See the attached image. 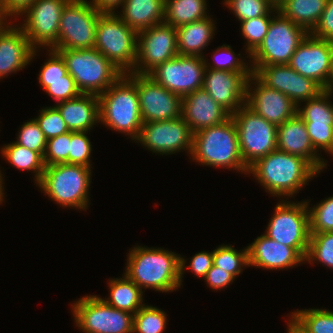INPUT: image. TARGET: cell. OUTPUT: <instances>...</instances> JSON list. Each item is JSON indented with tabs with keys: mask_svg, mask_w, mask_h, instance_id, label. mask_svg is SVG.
<instances>
[{
	"mask_svg": "<svg viewBox=\"0 0 333 333\" xmlns=\"http://www.w3.org/2000/svg\"><path fill=\"white\" fill-rule=\"evenodd\" d=\"M127 257L124 274L142 291L151 288L167 293L181 287L185 257L164 248L139 245L133 247Z\"/></svg>",
	"mask_w": 333,
	"mask_h": 333,
	"instance_id": "6da1fadb",
	"label": "cell"
},
{
	"mask_svg": "<svg viewBox=\"0 0 333 333\" xmlns=\"http://www.w3.org/2000/svg\"><path fill=\"white\" fill-rule=\"evenodd\" d=\"M248 174L270 195L288 199L319 172L306 159L276 149L251 165Z\"/></svg>",
	"mask_w": 333,
	"mask_h": 333,
	"instance_id": "7a4b0ae2",
	"label": "cell"
},
{
	"mask_svg": "<svg viewBox=\"0 0 333 333\" xmlns=\"http://www.w3.org/2000/svg\"><path fill=\"white\" fill-rule=\"evenodd\" d=\"M190 159L203 166L235 170L247 175L238 140V131L232 116L223 123L206 127L194 133Z\"/></svg>",
	"mask_w": 333,
	"mask_h": 333,
	"instance_id": "3957f363",
	"label": "cell"
},
{
	"mask_svg": "<svg viewBox=\"0 0 333 333\" xmlns=\"http://www.w3.org/2000/svg\"><path fill=\"white\" fill-rule=\"evenodd\" d=\"M98 100L99 123L130 136L135 142L143 124L136 84L123 74Z\"/></svg>",
	"mask_w": 333,
	"mask_h": 333,
	"instance_id": "277c9868",
	"label": "cell"
},
{
	"mask_svg": "<svg viewBox=\"0 0 333 333\" xmlns=\"http://www.w3.org/2000/svg\"><path fill=\"white\" fill-rule=\"evenodd\" d=\"M52 50L62 56L81 93L99 96L124 74L95 47Z\"/></svg>",
	"mask_w": 333,
	"mask_h": 333,
	"instance_id": "5b68a950",
	"label": "cell"
},
{
	"mask_svg": "<svg viewBox=\"0 0 333 333\" xmlns=\"http://www.w3.org/2000/svg\"><path fill=\"white\" fill-rule=\"evenodd\" d=\"M91 171L90 167L69 163L46 166L36 185L57 205L86 211Z\"/></svg>",
	"mask_w": 333,
	"mask_h": 333,
	"instance_id": "8992f818",
	"label": "cell"
},
{
	"mask_svg": "<svg viewBox=\"0 0 333 333\" xmlns=\"http://www.w3.org/2000/svg\"><path fill=\"white\" fill-rule=\"evenodd\" d=\"M138 32L118 13H101L96 28L95 48L124 74L134 70L137 60Z\"/></svg>",
	"mask_w": 333,
	"mask_h": 333,
	"instance_id": "52a82bcc",
	"label": "cell"
},
{
	"mask_svg": "<svg viewBox=\"0 0 333 333\" xmlns=\"http://www.w3.org/2000/svg\"><path fill=\"white\" fill-rule=\"evenodd\" d=\"M277 203L265 235L270 239L294 248L306 258L310 240L309 200ZM287 201V202H286Z\"/></svg>",
	"mask_w": 333,
	"mask_h": 333,
	"instance_id": "ba28073f",
	"label": "cell"
},
{
	"mask_svg": "<svg viewBox=\"0 0 333 333\" xmlns=\"http://www.w3.org/2000/svg\"><path fill=\"white\" fill-rule=\"evenodd\" d=\"M72 306L74 322L84 333H132L134 315L108 305L97 295H86Z\"/></svg>",
	"mask_w": 333,
	"mask_h": 333,
	"instance_id": "9c48e42d",
	"label": "cell"
},
{
	"mask_svg": "<svg viewBox=\"0 0 333 333\" xmlns=\"http://www.w3.org/2000/svg\"><path fill=\"white\" fill-rule=\"evenodd\" d=\"M231 116L237 127L242 159L248 168L277 149V125L268 122L246 105Z\"/></svg>",
	"mask_w": 333,
	"mask_h": 333,
	"instance_id": "30bf717a",
	"label": "cell"
},
{
	"mask_svg": "<svg viewBox=\"0 0 333 333\" xmlns=\"http://www.w3.org/2000/svg\"><path fill=\"white\" fill-rule=\"evenodd\" d=\"M307 34L302 27L278 11L270 21L263 42L250 55L251 65L288 64Z\"/></svg>",
	"mask_w": 333,
	"mask_h": 333,
	"instance_id": "8fae6325",
	"label": "cell"
},
{
	"mask_svg": "<svg viewBox=\"0 0 333 333\" xmlns=\"http://www.w3.org/2000/svg\"><path fill=\"white\" fill-rule=\"evenodd\" d=\"M100 14L87 0H70L61 14L58 41L51 49L93 48Z\"/></svg>",
	"mask_w": 333,
	"mask_h": 333,
	"instance_id": "7c38bea8",
	"label": "cell"
},
{
	"mask_svg": "<svg viewBox=\"0 0 333 333\" xmlns=\"http://www.w3.org/2000/svg\"><path fill=\"white\" fill-rule=\"evenodd\" d=\"M178 55L176 28L165 22L138 32L137 60L131 73L148 75Z\"/></svg>",
	"mask_w": 333,
	"mask_h": 333,
	"instance_id": "4fadbf2b",
	"label": "cell"
},
{
	"mask_svg": "<svg viewBox=\"0 0 333 333\" xmlns=\"http://www.w3.org/2000/svg\"><path fill=\"white\" fill-rule=\"evenodd\" d=\"M204 57L177 55L159 64L148 76L167 90L184 97L203 88Z\"/></svg>",
	"mask_w": 333,
	"mask_h": 333,
	"instance_id": "5bb4252c",
	"label": "cell"
},
{
	"mask_svg": "<svg viewBox=\"0 0 333 333\" xmlns=\"http://www.w3.org/2000/svg\"><path fill=\"white\" fill-rule=\"evenodd\" d=\"M193 135L182 117L143 123L135 140L156 154L171 155L183 151L192 153Z\"/></svg>",
	"mask_w": 333,
	"mask_h": 333,
	"instance_id": "9a60e30c",
	"label": "cell"
},
{
	"mask_svg": "<svg viewBox=\"0 0 333 333\" xmlns=\"http://www.w3.org/2000/svg\"><path fill=\"white\" fill-rule=\"evenodd\" d=\"M69 1L36 0L20 15L25 19L19 27L35 49L44 46L51 49L57 43L61 14Z\"/></svg>",
	"mask_w": 333,
	"mask_h": 333,
	"instance_id": "2e32d148",
	"label": "cell"
},
{
	"mask_svg": "<svg viewBox=\"0 0 333 333\" xmlns=\"http://www.w3.org/2000/svg\"><path fill=\"white\" fill-rule=\"evenodd\" d=\"M136 84L143 123L181 117L182 97L156 83L148 75L126 73Z\"/></svg>",
	"mask_w": 333,
	"mask_h": 333,
	"instance_id": "e0dca14e",
	"label": "cell"
},
{
	"mask_svg": "<svg viewBox=\"0 0 333 333\" xmlns=\"http://www.w3.org/2000/svg\"><path fill=\"white\" fill-rule=\"evenodd\" d=\"M253 74L267 87L288 96L297 106L318 96L324 89L288 64L251 65Z\"/></svg>",
	"mask_w": 333,
	"mask_h": 333,
	"instance_id": "ac0fdd59",
	"label": "cell"
},
{
	"mask_svg": "<svg viewBox=\"0 0 333 333\" xmlns=\"http://www.w3.org/2000/svg\"><path fill=\"white\" fill-rule=\"evenodd\" d=\"M333 41L313 37L301 41L288 65L304 77L317 82L324 90L331 70Z\"/></svg>",
	"mask_w": 333,
	"mask_h": 333,
	"instance_id": "d6986e66",
	"label": "cell"
},
{
	"mask_svg": "<svg viewBox=\"0 0 333 333\" xmlns=\"http://www.w3.org/2000/svg\"><path fill=\"white\" fill-rule=\"evenodd\" d=\"M245 105L277 126L297 114V105L288 96L267 87L254 74L247 81Z\"/></svg>",
	"mask_w": 333,
	"mask_h": 333,
	"instance_id": "ffe728a7",
	"label": "cell"
},
{
	"mask_svg": "<svg viewBox=\"0 0 333 333\" xmlns=\"http://www.w3.org/2000/svg\"><path fill=\"white\" fill-rule=\"evenodd\" d=\"M253 72H233L206 68L203 88L231 115L245 105L247 81Z\"/></svg>",
	"mask_w": 333,
	"mask_h": 333,
	"instance_id": "44dd1931",
	"label": "cell"
},
{
	"mask_svg": "<svg viewBox=\"0 0 333 333\" xmlns=\"http://www.w3.org/2000/svg\"><path fill=\"white\" fill-rule=\"evenodd\" d=\"M8 24H0V79L25 68L38 51L17 24Z\"/></svg>",
	"mask_w": 333,
	"mask_h": 333,
	"instance_id": "7402d4cb",
	"label": "cell"
},
{
	"mask_svg": "<svg viewBox=\"0 0 333 333\" xmlns=\"http://www.w3.org/2000/svg\"><path fill=\"white\" fill-rule=\"evenodd\" d=\"M181 117L195 133L206 127L223 123L231 117V114L204 88H200L182 97Z\"/></svg>",
	"mask_w": 333,
	"mask_h": 333,
	"instance_id": "603a6c76",
	"label": "cell"
},
{
	"mask_svg": "<svg viewBox=\"0 0 333 333\" xmlns=\"http://www.w3.org/2000/svg\"><path fill=\"white\" fill-rule=\"evenodd\" d=\"M277 149L306 159L319 173L327 166L315 151L305 122L298 114L277 126Z\"/></svg>",
	"mask_w": 333,
	"mask_h": 333,
	"instance_id": "cb8c5ba5",
	"label": "cell"
},
{
	"mask_svg": "<svg viewBox=\"0 0 333 333\" xmlns=\"http://www.w3.org/2000/svg\"><path fill=\"white\" fill-rule=\"evenodd\" d=\"M248 257L249 267L268 270L288 269L306 263L294 248L270 239L264 233L249 244Z\"/></svg>",
	"mask_w": 333,
	"mask_h": 333,
	"instance_id": "d4e9b609",
	"label": "cell"
},
{
	"mask_svg": "<svg viewBox=\"0 0 333 333\" xmlns=\"http://www.w3.org/2000/svg\"><path fill=\"white\" fill-rule=\"evenodd\" d=\"M71 132H88L99 123V100L95 94L79 96L54 105Z\"/></svg>",
	"mask_w": 333,
	"mask_h": 333,
	"instance_id": "484cf974",
	"label": "cell"
},
{
	"mask_svg": "<svg viewBox=\"0 0 333 333\" xmlns=\"http://www.w3.org/2000/svg\"><path fill=\"white\" fill-rule=\"evenodd\" d=\"M215 21L211 17L181 25L176 28L178 54L205 57L202 50L215 36Z\"/></svg>",
	"mask_w": 333,
	"mask_h": 333,
	"instance_id": "4316f807",
	"label": "cell"
},
{
	"mask_svg": "<svg viewBox=\"0 0 333 333\" xmlns=\"http://www.w3.org/2000/svg\"><path fill=\"white\" fill-rule=\"evenodd\" d=\"M165 0H125L118 16L137 32L164 22Z\"/></svg>",
	"mask_w": 333,
	"mask_h": 333,
	"instance_id": "83f0119b",
	"label": "cell"
},
{
	"mask_svg": "<svg viewBox=\"0 0 333 333\" xmlns=\"http://www.w3.org/2000/svg\"><path fill=\"white\" fill-rule=\"evenodd\" d=\"M327 0H283L278 11L311 33L318 24Z\"/></svg>",
	"mask_w": 333,
	"mask_h": 333,
	"instance_id": "f1b7e54d",
	"label": "cell"
},
{
	"mask_svg": "<svg viewBox=\"0 0 333 333\" xmlns=\"http://www.w3.org/2000/svg\"><path fill=\"white\" fill-rule=\"evenodd\" d=\"M108 284L110 298H102L108 305L133 315L145 305L143 291L125 274L122 278H110Z\"/></svg>",
	"mask_w": 333,
	"mask_h": 333,
	"instance_id": "f546056e",
	"label": "cell"
},
{
	"mask_svg": "<svg viewBox=\"0 0 333 333\" xmlns=\"http://www.w3.org/2000/svg\"><path fill=\"white\" fill-rule=\"evenodd\" d=\"M206 0H165L164 22L177 28L202 20L207 15Z\"/></svg>",
	"mask_w": 333,
	"mask_h": 333,
	"instance_id": "4dcf8cb0",
	"label": "cell"
},
{
	"mask_svg": "<svg viewBox=\"0 0 333 333\" xmlns=\"http://www.w3.org/2000/svg\"><path fill=\"white\" fill-rule=\"evenodd\" d=\"M1 154L8 163L18 168V170L33 171L36 184L40 181L45 165L43 157L38 152L27 149L14 141L7 145L5 144L1 148Z\"/></svg>",
	"mask_w": 333,
	"mask_h": 333,
	"instance_id": "1f68e13d",
	"label": "cell"
},
{
	"mask_svg": "<svg viewBox=\"0 0 333 333\" xmlns=\"http://www.w3.org/2000/svg\"><path fill=\"white\" fill-rule=\"evenodd\" d=\"M333 92L323 90L318 96L305 101V106H297V114L304 122L333 125Z\"/></svg>",
	"mask_w": 333,
	"mask_h": 333,
	"instance_id": "d6a6232c",
	"label": "cell"
},
{
	"mask_svg": "<svg viewBox=\"0 0 333 333\" xmlns=\"http://www.w3.org/2000/svg\"><path fill=\"white\" fill-rule=\"evenodd\" d=\"M213 265L236 278L241 274L242 268L249 267L248 246L238 251L231 245H219L213 250Z\"/></svg>",
	"mask_w": 333,
	"mask_h": 333,
	"instance_id": "836d02e7",
	"label": "cell"
},
{
	"mask_svg": "<svg viewBox=\"0 0 333 333\" xmlns=\"http://www.w3.org/2000/svg\"><path fill=\"white\" fill-rule=\"evenodd\" d=\"M166 316L163 310L145 304L134 314L132 333H163L167 324Z\"/></svg>",
	"mask_w": 333,
	"mask_h": 333,
	"instance_id": "e575fe53",
	"label": "cell"
},
{
	"mask_svg": "<svg viewBox=\"0 0 333 333\" xmlns=\"http://www.w3.org/2000/svg\"><path fill=\"white\" fill-rule=\"evenodd\" d=\"M310 264L315 261L333 269V232L310 233L306 258Z\"/></svg>",
	"mask_w": 333,
	"mask_h": 333,
	"instance_id": "d590c367",
	"label": "cell"
},
{
	"mask_svg": "<svg viewBox=\"0 0 333 333\" xmlns=\"http://www.w3.org/2000/svg\"><path fill=\"white\" fill-rule=\"evenodd\" d=\"M224 4L240 22L278 12L267 0H224Z\"/></svg>",
	"mask_w": 333,
	"mask_h": 333,
	"instance_id": "8d00e7d4",
	"label": "cell"
},
{
	"mask_svg": "<svg viewBox=\"0 0 333 333\" xmlns=\"http://www.w3.org/2000/svg\"><path fill=\"white\" fill-rule=\"evenodd\" d=\"M311 333H333V311L303 309L291 313Z\"/></svg>",
	"mask_w": 333,
	"mask_h": 333,
	"instance_id": "74e56055",
	"label": "cell"
},
{
	"mask_svg": "<svg viewBox=\"0 0 333 333\" xmlns=\"http://www.w3.org/2000/svg\"><path fill=\"white\" fill-rule=\"evenodd\" d=\"M274 15H263L257 18H252L240 22L241 34L246 39V54L249 56L263 42L264 37L268 32L270 21Z\"/></svg>",
	"mask_w": 333,
	"mask_h": 333,
	"instance_id": "f35d334b",
	"label": "cell"
},
{
	"mask_svg": "<svg viewBox=\"0 0 333 333\" xmlns=\"http://www.w3.org/2000/svg\"><path fill=\"white\" fill-rule=\"evenodd\" d=\"M241 54L237 57L230 45L223 44L219 46L216 51H213L212 59L215 61L211 64L205 59L204 63L206 68L233 72H253L251 64L245 63L242 60ZM210 64V65H209ZM250 65V66H248Z\"/></svg>",
	"mask_w": 333,
	"mask_h": 333,
	"instance_id": "ab89813d",
	"label": "cell"
},
{
	"mask_svg": "<svg viewBox=\"0 0 333 333\" xmlns=\"http://www.w3.org/2000/svg\"><path fill=\"white\" fill-rule=\"evenodd\" d=\"M308 209L310 233L333 232V195Z\"/></svg>",
	"mask_w": 333,
	"mask_h": 333,
	"instance_id": "60d3db41",
	"label": "cell"
},
{
	"mask_svg": "<svg viewBox=\"0 0 333 333\" xmlns=\"http://www.w3.org/2000/svg\"><path fill=\"white\" fill-rule=\"evenodd\" d=\"M16 139L17 144L36 151L44 157L47 139L35 119L28 120L21 126Z\"/></svg>",
	"mask_w": 333,
	"mask_h": 333,
	"instance_id": "b9f144b4",
	"label": "cell"
},
{
	"mask_svg": "<svg viewBox=\"0 0 333 333\" xmlns=\"http://www.w3.org/2000/svg\"><path fill=\"white\" fill-rule=\"evenodd\" d=\"M39 111L40 114L34 119L47 140L69 132L61 113L55 106L43 107Z\"/></svg>",
	"mask_w": 333,
	"mask_h": 333,
	"instance_id": "7bdbcfd3",
	"label": "cell"
},
{
	"mask_svg": "<svg viewBox=\"0 0 333 333\" xmlns=\"http://www.w3.org/2000/svg\"><path fill=\"white\" fill-rule=\"evenodd\" d=\"M71 131L47 140V147L43 157L45 167L69 163Z\"/></svg>",
	"mask_w": 333,
	"mask_h": 333,
	"instance_id": "ee69618b",
	"label": "cell"
},
{
	"mask_svg": "<svg viewBox=\"0 0 333 333\" xmlns=\"http://www.w3.org/2000/svg\"><path fill=\"white\" fill-rule=\"evenodd\" d=\"M43 90L58 103L73 99L81 94L73 77L67 72L66 80L39 81Z\"/></svg>",
	"mask_w": 333,
	"mask_h": 333,
	"instance_id": "f6af8a7d",
	"label": "cell"
},
{
	"mask_svg": "<svg viewBox=\"0 0 333 333\" xmlns=\"http://www.w3.org/2000/svg\"><path fill=\"white\" fill-rule=\"evenodd\" d=\"M88 132H71L69 164L91 167L92 145L86 135Z\"/></svg>",
	"mask_w": 333,
	"mask_h": 333,
	"instance_id": "bcb514c9",
	"label": "cell"
},
{
	"mask_svg": "<svg viewBox=\"0 0 333 333\" xmlns=\"http://www.w3.org/2000/svg\"><path fill=\"white\" fill-rule=\"evenodd\" d=\"M305 127L315 151L322 149L333 156V125L305 122Z\"/></svg>",
	"mask_w": 333,
	"mask_h": 333,
	"instance_id": "7dc6e473",
	"label": "cell"
},
{
	"mask_svg": "<svg viewBox=\"0 0 333 333\" xmlns=\"http://www.w3.org/2000/svg\"><path fill=\"white\" fill-rule=\"evenodd\" d=\"M50 57L44 62L39 77V81L66 80L67 68L62 56L55 50L47 49Z\"/></svg>",
	"mask_w": 333,
	"mask_h": 333,
	"instance_id": "c3c4849f",
	"label": "cell"
},
{
	"mask_svg": "<svg viewBox=\"0 0 333 333\" xmlns=\"http://www.w3.org/2000/svg\"><path fill=\"white\" fill-rule=\"evenodd\" d=\"M310 34L318 39L333 41V0H327L318 24Z\"/></svg>",
	"mask_w": 333,
	"mask_h": 333,
	"instance_id": "681fc988",
	"label": "cell"
},
{
	"mask_svg": "<svg viewBox=\"0 0 333 333\" xmlns=\"http://www.w3.org/2000/svg\"><path fill=\"white\" fill-rule=\"evenodd\" d=\"M204 280L212 290L218 291L227 288L235 280V277L220 267L213 265L208 270Z\"/></svg>",
	"mask_w": 333,
	"mask_h": 333,
	"instance_id": "f907efd6",
	"label": "cell"
},
{
	"mask_svg": "<svg viewBox=\"0 0 333 333\" xmlns=\"http://www.w3.org/2000/svg\"><path fill=\"white\" fill-rule=\"evenodd\" d=\"M36 0H1L0 17L3 21L22 15ZM13 16V17H12Z\"/></svg>",
	"mask_w": 333,
	"mask_h": 333,
	"instance_id": "816d5d0a",
	"label": "cell"
},
{
	"mask_svg": "<svg viewBox=\"0 0 333 333\" xmlns=\"http://www.w3.org/2000/svg\"><path fill=\"white\" fill-rule=\"evenodd\" d=\"M186 266L194 275L204 279L208 270L213 266V251L198 252L191 258L190 265Z\"/></svg>",
	"mask_w": 333,
	"mask_h": 333,
	"instance_id": "f5cc1de1",
	"label": "cell"
},
{
	"mask_svg": "<svg viewBox=\"0 0 333 333\" xmlns=\"http://www.w3.org/2000/svg\"><path fill=\"white\" fill-rule=\"evenodd\" d=\"M125 0H90V3L101 13H115Z\"/></svg>",
	"mask_w": 333,
	"mask_h": 333,
	"instance_id": "db71d44e",
	"label": "cell"
},
{
	"mask_svg": "<svg viewBox=\"0 0 333 333\" xmlns=\"http://www.w3.org/2000/svg\"><path fill=\"white\" fill-rule=\"evenodd\" d=\"M289 318L287 333H311L292 314Z\"/></svg>",
	"mask_w": 333,
	"mask_h": 333,
	"instance_id": "11a10c76",
	"label": "cell"
},
{
	"mask_svg": "<svg viewBox=\"0 0 333 333\" xmlns=\"http://www.w3.org/2000/svg\"><path fill=\"white\" fill-rule=\"evenodd\" d=\"M325 90L333 92V56L331 59V70H330V74H329V77L327 80V84L325 86Z\"/></svg>",
	"mask_w": 333,
	"mask_h": 333,
	"instance_id": "9f6ffc18",
	"label": "cell"
},
{
	"mask_svg": "<svg viewBox=\"0 0 333 333\" xmlns=\"http://www.w3.org/2000/svg\"><path fill=\"white\" fill-rule=\"evenodd\" d=\"M1 173H2V171L0 170V204H2V202L4 201L3 197H5L4 196L5 193L3 191L4 190L3 184H5V183H4V180H3V178H4L3 174H1Z\"/></svg>",
	"mask_w": 333,
	"mask_h": 333,
	"instance_id": "6f0895ef",
	"label": "cell"
},
{
	"mask_svg": "<svg viewBox=\"0 0 333 333\" xmlns=\"http://www.w3.org/2000/svg\"><path fill=\"white\" fill-rule=\"evenodd\" d=\"M270 4H272L275 8H278L283 0H267Z\"/></svg>",
	"mask_w": 333,
	"mask_h": 333,
	"instance_id": "680465c9",
	"label": "cell"
}]
</instances>
